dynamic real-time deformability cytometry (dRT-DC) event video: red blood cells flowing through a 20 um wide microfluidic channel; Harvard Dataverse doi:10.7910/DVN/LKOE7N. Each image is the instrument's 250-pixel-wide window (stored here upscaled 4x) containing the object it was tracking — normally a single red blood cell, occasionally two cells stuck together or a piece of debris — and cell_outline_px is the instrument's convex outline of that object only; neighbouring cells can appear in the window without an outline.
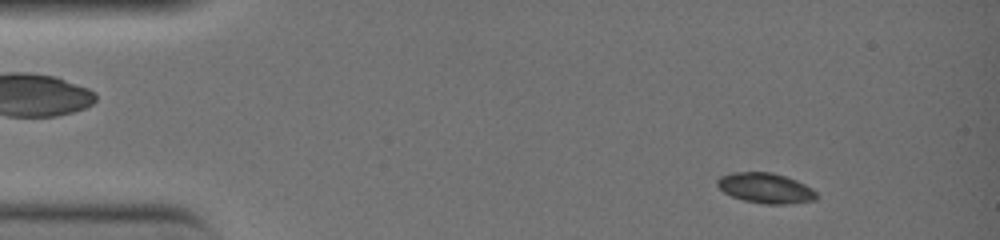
{"species": "common noctule bat (a hibernating species)", "species_latin": "Nyctalus noctula", "temperature_condition": "warm", "stored_images_in_passage": 48, "camera_frame_rate_fps": 3000, "um_per_image_px": 0.085, "animal": {"sex": "female", "body_mass_g": 19.0, "forearm_length_mm": 51.5}, "frame": {"image": 1, "passage_image": 6, "time_ms": 1.667, "image_size_px": [1000, 240], "cell_outline_px": [[816, 200], [784, 204], [764, 204], [744, 200], [732, 196], [724, 192], [716, 184], [716, 180], [720, 176], [732, 172], [772, 172], [796, 180], [812, 188], [816, 192]], "centroid_in_image_um": [65.05, 15.98], "position_along_channel_um": 20.0, "area_um2": 17.4}}
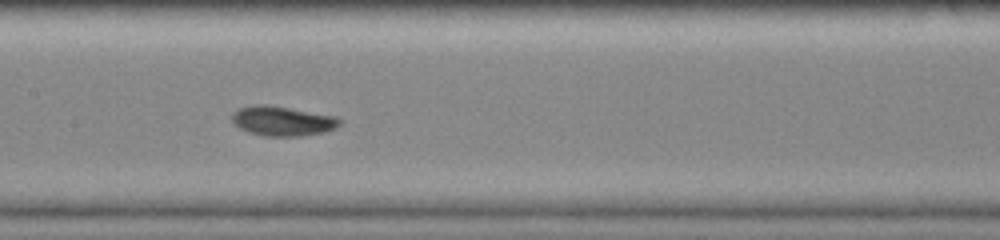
{"frame": {"image": 2, "passage_image": 25, "time_ms": 8.0, "image_size_px": [1000, 240], "cell_outline_px": [[344, 120], [336, 128], [324, 132], [300, 136], [264, 136], [248, 132], [240, 128], [232, 120], [232, 112], [240, 108], [256, 104], [268, 104], [336, 116]], "centroid_in_image_um": [24.04, 10.28], "position_along_channel_um": 183.4, "area_um2": 18.73}}
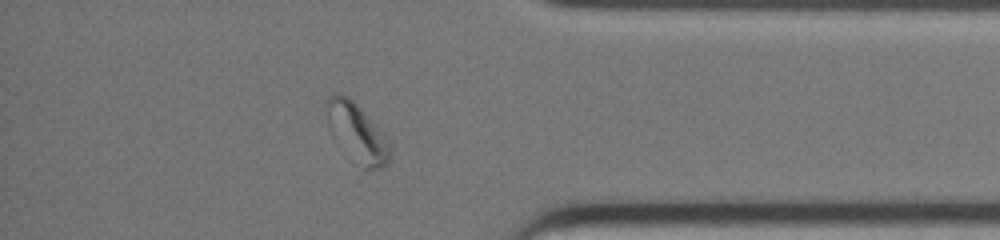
{"frame": {"image": 3, "passage_image": 42, "time_ms": 13.667, "image_size_px": [1000, 240], "cell_outline_px": [[392, 152], [388, 164], [380, 168], [364, 168], [340, 152], [336, 148], [328, 132], [324, 104], [324, 100], [332, 92], [340, 92], [348, 96], [384, 132], [392, 148]], "centroid_in_image_um": [30.25, 11.27], "position_along_channel_um": 404.9, "area_um2": 23.12}, "authors_computed_cell_mechanics": {"area_um2": 18.1781, "velocity_mm_per_s": 4.0427, "shape_relaxation_time_tau1_ms": 7.9658, "shape_relaxation_time_tau2_ms": 2.1624, "deformation_change_tau1": 0.2056, "deformation_change_tau2": 0.0585}}